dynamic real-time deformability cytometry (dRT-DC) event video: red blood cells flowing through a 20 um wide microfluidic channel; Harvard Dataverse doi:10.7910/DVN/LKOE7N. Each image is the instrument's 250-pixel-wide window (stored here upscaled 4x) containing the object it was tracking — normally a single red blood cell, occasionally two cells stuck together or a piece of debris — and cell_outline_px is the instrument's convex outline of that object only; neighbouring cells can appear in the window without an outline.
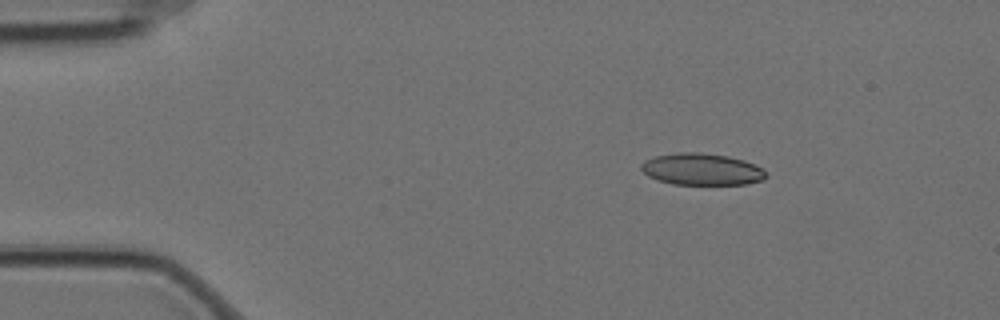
{"species": "Egyptian fruit bat (a non-hibernating species)", "species_latin": "Rousettus aegyptiacus", "temperature_condition": "cold", "stored_images_in_passage": 6, "camera_frame_rate_fps": 3000, "um_per_image_px": 0.085, "animal": {"sex": "female"}, "frame": {"image": 1, "passage_image": 3, "time_ms": 0.667, "image_size_px": [1000, 320], "cell_outline_px": [[768, 176], [764, 180], [748, 184], [672, 184], [648, 176], [640, 168], [640, 164], [644, 160], [656, 156], [680, 152], [700, 152], [728, 156], [744, 160], [760, 168]], "centroid_in_image_um": [59.64, 14.39], "position_along_channel_um": 25.4, "area_um2": 23.0}}